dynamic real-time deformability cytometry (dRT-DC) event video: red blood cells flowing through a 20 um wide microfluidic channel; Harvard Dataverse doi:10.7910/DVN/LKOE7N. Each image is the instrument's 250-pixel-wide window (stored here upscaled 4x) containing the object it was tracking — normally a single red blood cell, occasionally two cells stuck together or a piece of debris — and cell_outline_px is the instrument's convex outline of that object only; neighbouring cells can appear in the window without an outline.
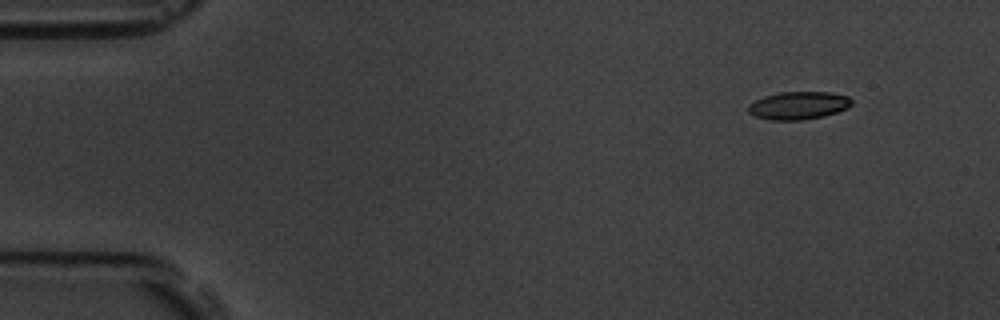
{"species": "common noctule bat (a hibernating species)", "species_latin": "Nyctalus noctula", "temperature_condition": "room temperature", "stored_images_in_passage": 10, "camera_frame_rate_fps": 3000, "um_per_image_px": 0.085, "animal": {"sex": "male", "body_mass_g": 19.5, "forearm_length_mm": 54.6}, "frame": {"image": 1, "passage_image": 1, "time_ms": 0.0, "image_size_px": [1000, 320], "cell_outline_px": [[852, 104], [848, 108], [824, 116], [800, 120], [772, 120], [756, 116], [748, 112], [748, 104], [764, 96], [780, 92], [828, 92], [848, 96], [852, 100]], "centroid_in_image_um": [67.88, 8.96], "position_along_channel_um": 17.1, "area_um2": 16.7}}
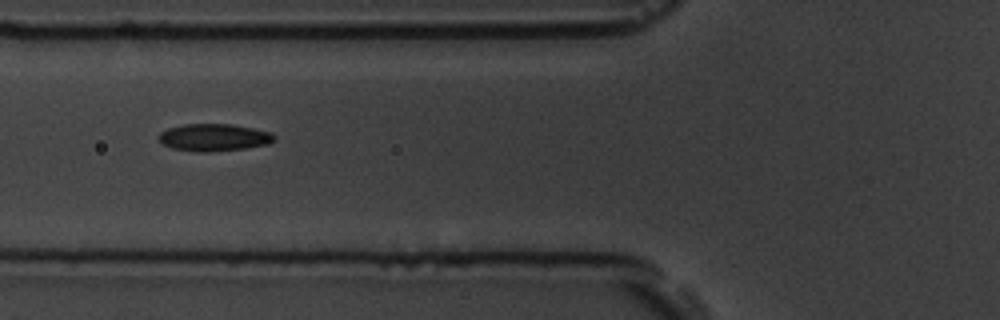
{"frame": {"image": 2, "passage_image": 6, "time_ms": 5.333, "image_size_px": [1000, 320], "cell_outline_px": [[276, 140], [268, 144], [244, 148], [208, 152], [196, 152], [172, 148], [164, 144], [156, 136], [160, 132], [168, 128], [184, 124], [232, 124], [272, 132], [276, 136]], "centroid_in_image_um": [18.19, 11.68], "position_along_channel_um": 107.6, "area_um2": 18.44}}
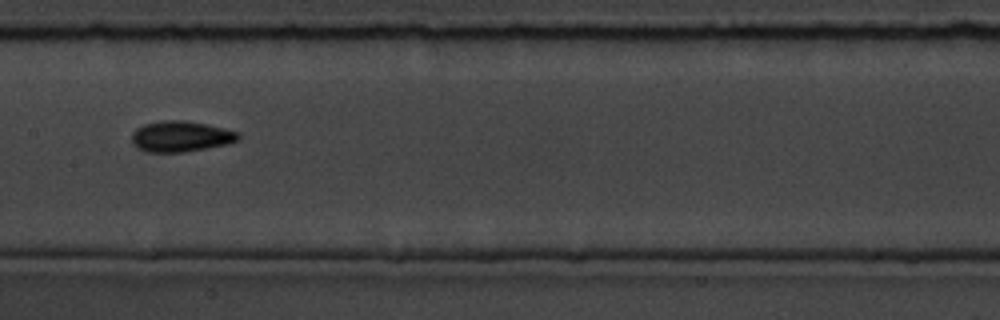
{"frame": {"image": 3, "passage_image": 8, "time_ms": 7.667, "image_size_px": [1000, 320], "cell_outline_px": [[240, 140], [228, 144], [184, 152], [148, 152], [136, 148], [132, 144], [132, 132], [136, 128], [144, 124], [164, 120], [180, 120], [204, 124], [240, 132]], "centroid_in_image_um": [15.35, 11.6], "position_along_channel_um": 192.0, "area_um2": 19.13}}